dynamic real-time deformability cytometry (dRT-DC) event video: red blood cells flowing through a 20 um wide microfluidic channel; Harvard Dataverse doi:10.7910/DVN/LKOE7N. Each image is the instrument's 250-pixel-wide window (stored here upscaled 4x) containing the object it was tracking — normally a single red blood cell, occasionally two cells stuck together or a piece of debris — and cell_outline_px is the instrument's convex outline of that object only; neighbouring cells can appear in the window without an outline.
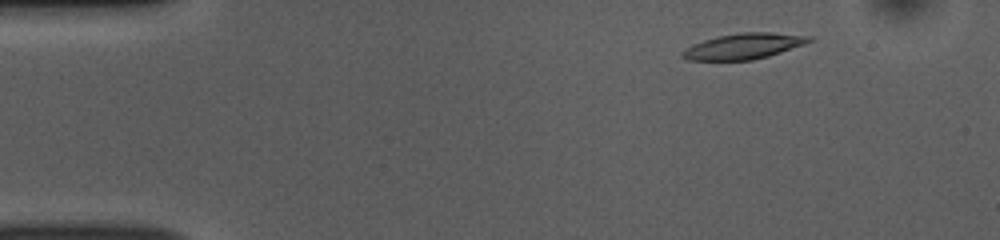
{"species": "common noctule bat (a hibernating species)", "species_latin": "Nyctalus noctula", "temperature_condition": "room temperature", "stored_images_in_passage": 47, "camera_frame_rate_fps": 3000, "um_per_image_px": 0.085, "animal": {"sex": "female", "body_mass_g": 10.0, "forearm_length_mm": 53.1}, "frame": {"image": 1, "passage_image": 2, "time_ms": 0.333, "image_size_px": [1000, 240], "cell_outline_px": [[816, 40], [768, 56], [752, 60], [688, 60], [680, 56], [680, 52], [684, 48], [692, 44], [704, 40], [720, 36], [740, 32], [772, 32], [812, 36]], "centroid_in_image_um": [63.21, 3.92], "position_along_channel_um": 21.8, "area_um2": 19.07}}
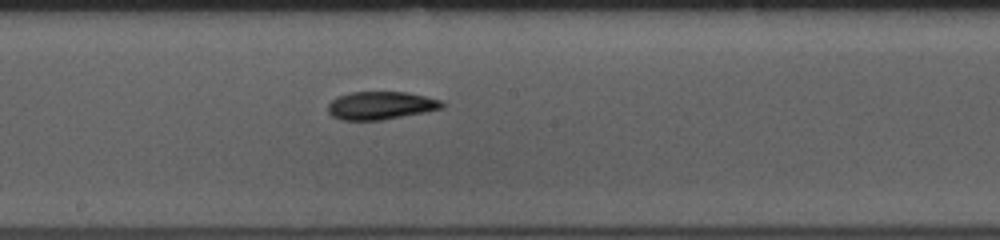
{"frame": {"image": 2, "passage_image": 23, "time_ms": 7.333, "image_size_px": [1000, 240], "cell_outline_px": [[444, 108], [384, 120], [340, 120], [332, 116], [328, 112], [328, 104], [336, 96], [352, 92], [408, 92], [440, 100], [444, 104]], "centroid_in_image_um": [32.34, 8.97], "position_along_channel_um": 215.9, "area_um2": 18.67}}
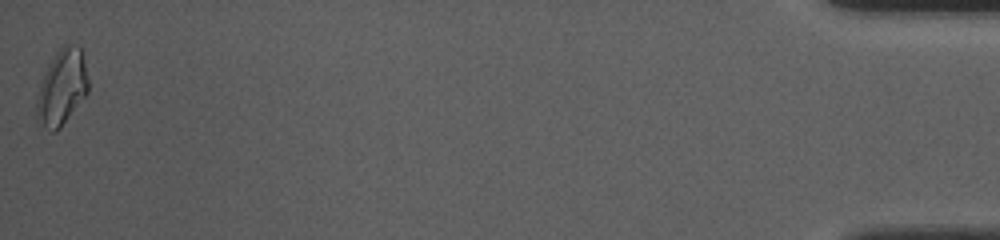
{"frame": {"image": 3, "passage_image": 47, "time_ms": 15.333, "image_size_px": [1000, 240], "cell_outline_px": [[88, 92], [60, 128], [56, 132], [52, 132], [36, 116], [36, 100], [40, 84], [48, 64], [56, 52], [64, 44], [80, 44], [88, 80]], "centroid_in_image_um": [5.27, 7.39], "position_along_channel_um": 429.9, "area_um2": 22.43}, "authors_computed_cell_mechanics": {"area_um2": 18.6694, "velocity_mm_per_s": 3.8559, "shape_relaxation_time_tau1_ms": 6.5823, "shape_relaxation_time_tau2_ms": 8.977, "deformation_change_tau1": 0.2059, "deformation_change_tau2": 0.1697}}